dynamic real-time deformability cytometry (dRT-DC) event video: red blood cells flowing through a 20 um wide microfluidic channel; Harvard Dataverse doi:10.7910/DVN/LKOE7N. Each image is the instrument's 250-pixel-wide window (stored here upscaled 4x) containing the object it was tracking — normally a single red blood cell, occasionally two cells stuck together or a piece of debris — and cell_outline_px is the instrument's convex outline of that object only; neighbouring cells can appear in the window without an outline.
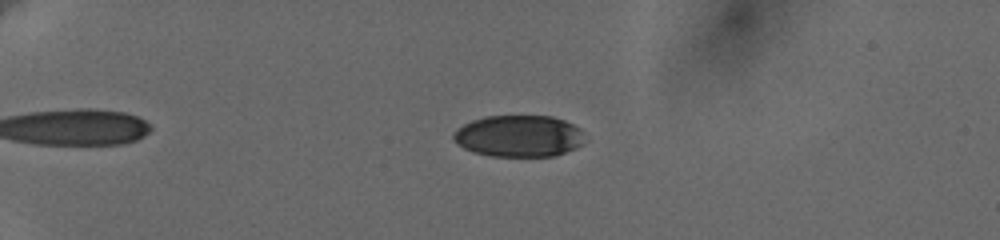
{"species": "human", "species_latin": "Homo sapiens", "temperature_condition": "cold", "stored_images_in_passage": 60, "camera_frame_rate_fps": 3000, "um_per_image_px": 0.085, "donor": {"sex": "female"}, "frame": {"image": 1, "passage_image": 14, "time_ms": 5.0, "image_size_px": [1000, 240], "cell_outline_px": [[588, 140], [576, 148], [556, 156], [488, 156], [472, 152], [464, 148], [452, 140], [452, 136], [456, 128], [472, 120], [484, 116], [552, 116], [564, 120], [580, 128], [584, 132]], "centroid_in_image_um": [44.12, 11.57], "position_along_channel_um": 40.9, "area_um2": 32.43}}
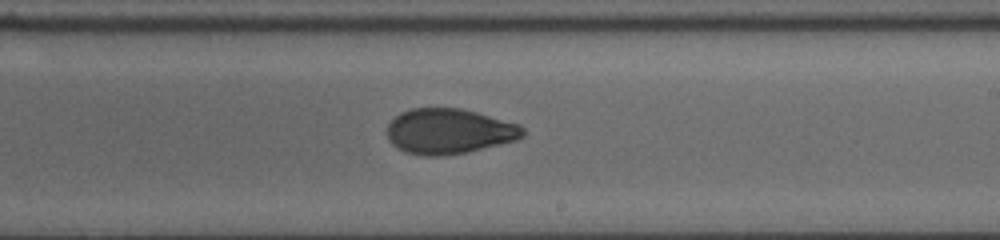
{"frame": {"image": 2, "passage_image": 41, "time_ms": 12.667, "image_size_px": [1000, 240], "cell_outline_px": [[524, 136], [516, 140], [468, 152], [440, 156], [420, 156], [404, 152], [392, 144], [388, 140], [388, 124], [400, 112], [412, 108], [460, 108], [476, 112], [520, 124], [524, 128]], "centroid_in_image_um": [38.16, 11.17], "position_along_channel_um": 250.8, "area_um2": 35.95}}
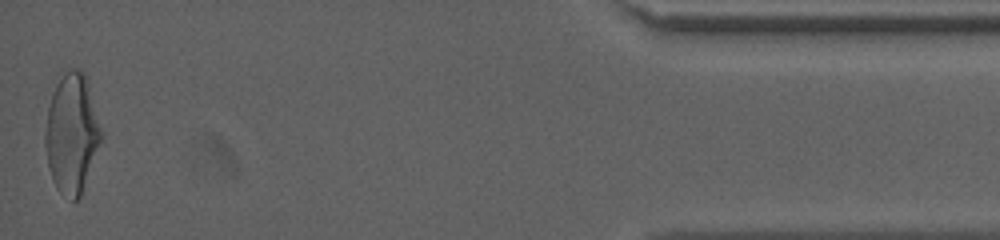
{"frame": {"image": 3, "passage_image": 59, "time_ms": 19.333, "image_size_px": [1000, 240], "cell_outline_px": [[104, 132], [80, 196], [76, 200], [72, 200], [60, 192], [56, 188], [48, 168], [44, 144], [44, 132], [48, 108], [52, 92], [56, 84], [68, 68], [76, 68], [84, 72]], "centroid_in_image_um": [6.09, 11.32], "position_along_channel_um": 429.1, "area_um2": 39.02}, "authors_computed_cell_mechanics": {"area_um2": 35.8071, "velocity_mm_per_s": 3.6494, "shape_relaxation_time_tau1_ms": 4.6281, "shape_relaxation_time_tau2_ms": 2.1251, "deformation_change_tau1": 0.1687, "deformation_change_tau2": 0.0725}}